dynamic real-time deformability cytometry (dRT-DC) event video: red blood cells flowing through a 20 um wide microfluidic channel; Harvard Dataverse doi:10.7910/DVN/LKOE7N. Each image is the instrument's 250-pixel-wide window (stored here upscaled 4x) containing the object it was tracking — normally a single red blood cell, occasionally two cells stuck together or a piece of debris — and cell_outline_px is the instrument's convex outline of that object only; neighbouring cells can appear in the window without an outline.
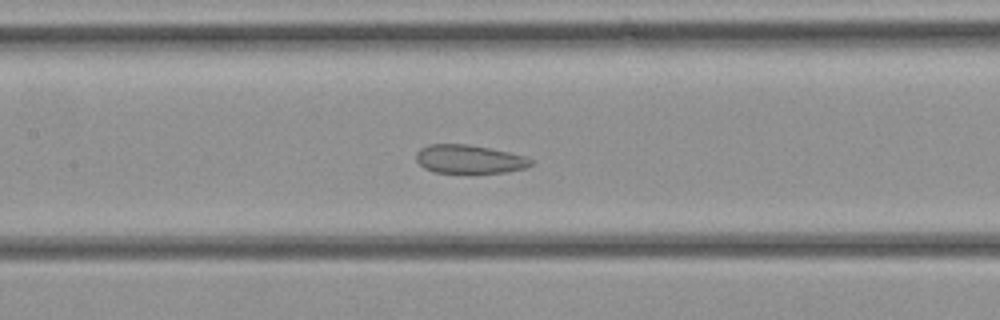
{"species": "common noctule bat (a hibernating species)", "species_latin": "Nyctalus noctula", "temperature_condition": "cold", "stored_images_in_passage": 18, "camera_frame_rate_fps": 3000, "um_per_image_px": 0.085, "animal": {"sex": "female", "body_mass_g": 21.9}, "frame": {"image": 1, "passage_image": 16, "time_ms": 5.0, "image_size_px": [1000, 320], "cell_outline_px": [[536, 160], [532, 164], [524, 168], [504, 172], [436, 172], [424, 168], [416, 160], [416, 152], [420, 148], [428, 144], [468, 144], [508, 152], [524, 156]], "centroid_in_image_um": [39.87, 13.51], "position_along_channel_um": 167.5, "area_um2": 18.9}}
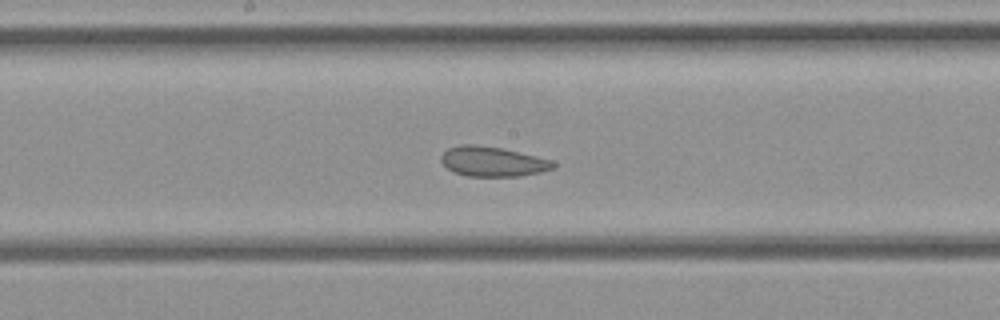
{"frame": {"image": 2, "passage_image": 18, "time_ms": 5.667, "image_size_px": [1000, 320], "cell_outline_px": [[556, 164], [552, 168], [540, 172], [520, 176], [468, 176], [456, 172], [448, 168], [440, 160], [440, 156], [448, 148], [460, 144], [472, 144], [500, 148], [536, 156], [552, 160]], "centroid_in_image_um": [41.86, 13.73], "position_along_channel_um": 206.3, "area_um2": 19.25}}